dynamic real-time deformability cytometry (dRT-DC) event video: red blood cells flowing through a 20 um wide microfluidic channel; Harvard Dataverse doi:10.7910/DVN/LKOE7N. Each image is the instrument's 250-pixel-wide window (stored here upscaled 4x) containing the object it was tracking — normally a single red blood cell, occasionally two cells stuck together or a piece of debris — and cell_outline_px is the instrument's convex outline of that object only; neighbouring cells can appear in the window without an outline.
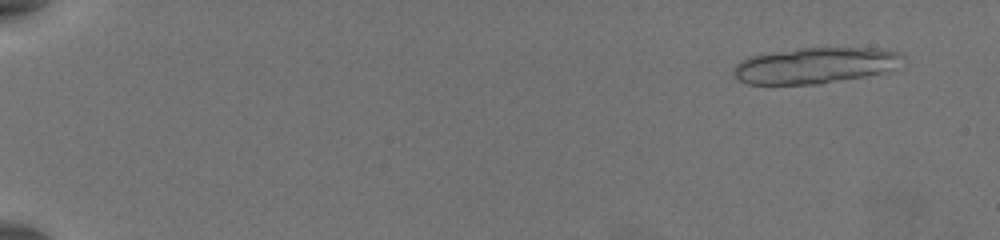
{"species": "common noctule bat (a hibernating species)", "species_latin": "Nyctalus noctula", "temperature_condition": "warm", "stored_images_in_passage": 26, "segment_of_instrument_passage": [1, 2], "camera_frame_rate_fps": 3000, "um_per_image_px": 0.085, "animal": {"sex": "female", "body_mass_g": 19.5, "forearm_length_mm": 54.1}, "frame": {"image": 1, "passage_image": 5, "time_ms": 1.333, "image_size_px": [1000, 240], "cell_outline_px": [[904, 56], [888, 68], [880, 72], [864, 76], [820, 84], [748, 84], [740, 80], [736, 76], [736, 64], [748, 56], [800, 48], [872, 48], [896, 52]], "centroid_in_image_um": [69.18, 5.56], "position_along_channel_um": 15.8, "area_um2": 34.39}}